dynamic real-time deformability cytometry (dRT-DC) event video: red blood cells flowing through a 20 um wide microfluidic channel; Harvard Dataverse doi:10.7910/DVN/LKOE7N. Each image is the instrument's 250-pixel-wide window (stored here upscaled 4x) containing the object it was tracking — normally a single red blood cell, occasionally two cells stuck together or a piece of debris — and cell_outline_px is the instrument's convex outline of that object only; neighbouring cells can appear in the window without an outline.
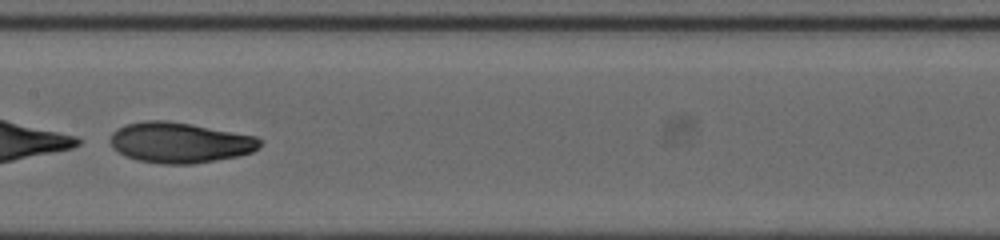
{"species": "human", "species_latin": "Homo sapiens", "temperature_condition": "cold", "stored_images_in_passage": 34, "camera_frame_rate_fps": 3000, "um_per_image_px": 0.085, "donor": {"sex": "female"}, "frame": {"image": 1, "passage_image": 14, "time_ms": 4.333, "image_size_px": [1000, 240], "cell_outline_px": [[264, 140], [260, 148], [252, 152], [240, 156], [192, 164], [160, 164], [136, 160], [124, 156], [112, 148], [108, 140], [112, 132], [124, 124], [144, 120], [168, 120], [192, 124], [256, 136]], "centroid_in_image_um": [15.27, 12.12], "position_along_channel_um": 192.1, "area_um2": 36.01}}
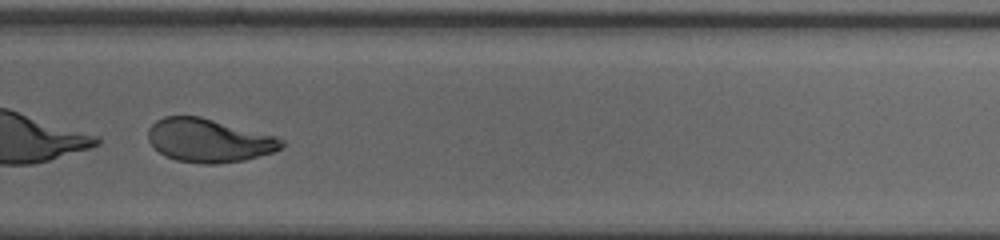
{"frame": {"image": 2, "passage_image": 23, "time_ms": 7.333, "image_size_px": [1000, 240], "cell_outline_px": [[288, 144], [284, 148], [272, 152], [244, 160], [216, 164], [200, 164], [176, 160], [164, 156], [148, 140], [148, 128], [156, 120], [164, 116], [200, 116], [276, 136], [284, 140]], "centroid_in_image_um": [17.78, 11.94], "position_along_channel_um": 312.0, "area_um2": 33.99}}
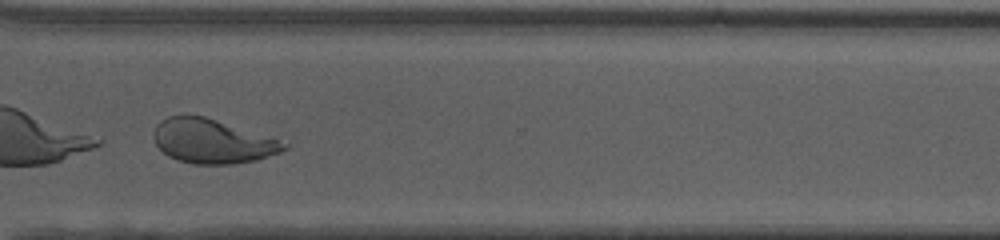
{"frame": {"image": 3, "passage_image": 26, "time_ms": 8.333, "image_size_px": [1000, 240], "cell_outline_px": [[288, 148], [280, 152], [256, 160], [232, 164], [192, 164], [176, 160], [168, 156], [156, 144], [152, 136], [152, 132], [156, 124], [160, 120], [168, 116], [184, 112], [204, 116], [288, 144]], "centroid_in_image_um": [17.93, 11.99], "position_along_channel_um": 352.7, "area_um2": 33.52}, "authors_computed_cell_mechanics": {"area_um2": 35.9516, "velocity_mm_per_s": 4.0016, "shape_relaxation_time_tau1_ms": 1.9181, "shape_relaxation_time_tau2_ms": 4.0065, "deformation_change_tau1": 0.3349, "deformation_change_tau2": 0.0853}}